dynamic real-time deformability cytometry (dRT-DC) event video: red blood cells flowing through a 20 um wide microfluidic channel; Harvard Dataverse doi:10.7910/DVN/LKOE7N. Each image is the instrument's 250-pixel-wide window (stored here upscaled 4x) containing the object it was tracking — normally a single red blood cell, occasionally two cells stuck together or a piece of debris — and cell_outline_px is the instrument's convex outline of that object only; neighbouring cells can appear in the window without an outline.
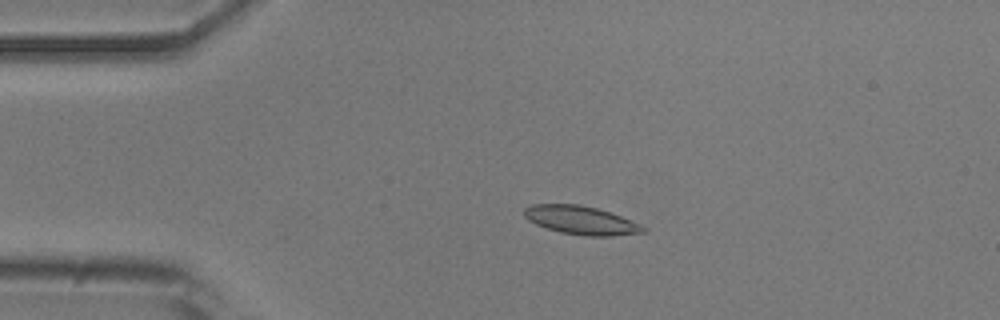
{"species": "common noctule bat (a hibernating species)", "species_latin": "Nyctalus noctula", "temperature_condition": "room temperature", "stored_images_in_passage": 48, "camera_frame_rate_fps": 3000, "um_per_image_px": 0.085, "animal": {"sex": "male", "body_mass_g": 20.5, "forearm_length_mm": 52.5}, "frame": {"image": 1, "passage_image": 7, "time_ms": 2.0, "image_size_px": [1000, 320], "cell_outline_px": [[648, 228], [644, 232], [612, 236], [584, 236], [560, 232], [536, 224], [528, 220], [524, 216], [524, 208], [532, 204], [580, 204], [596, 208], [620, 216], [640, 224]], "centroid_in_image_um": [49.38, 18.72], "position_along_channel_um": 35.6, "area_um2": 19.65}}
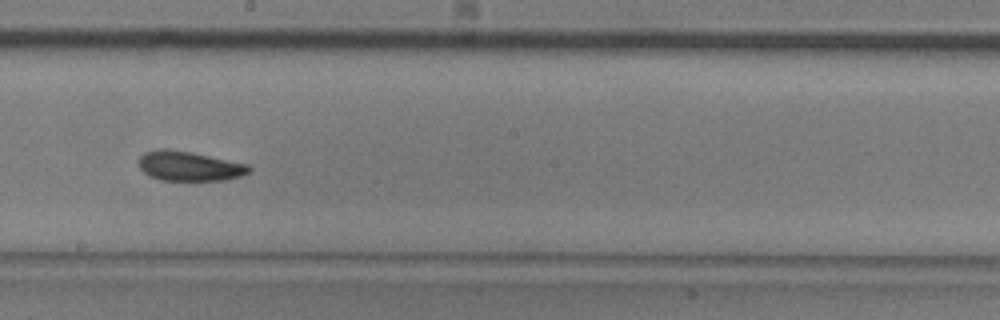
{"frame": {"image": 2, "passage_image": 25, "time_ms": 8.0, "image_size_px": [1000, 320], "cell_outline_px": [[252, 168], [248, 172], [240, 176], [224, 180], [160, 180], [148, 176], [140, 168], [140, 156], [144, 152], [160, 148], [168, 148], [192, 152], [248, 164]], "centroid_in_image_um": [16.07, 14.11], "position_along_channel_um": 232.1, "area_um2": 19.07}}
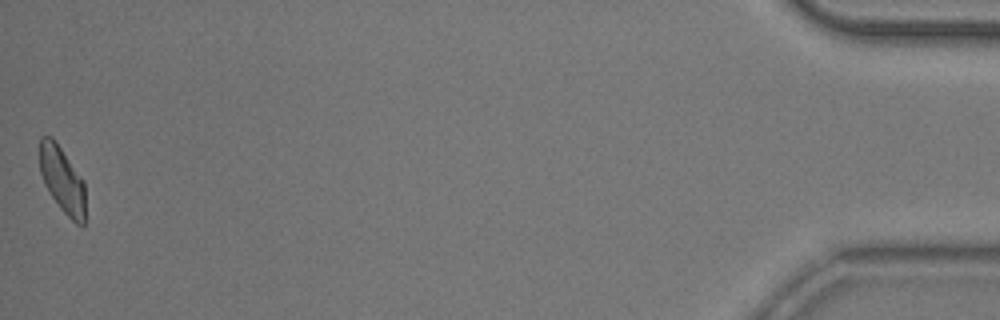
{"frame": {"image": 3, "passage_image": 48, "time_ms": 15.667, "image_size_px": [1000, 320], "cell_outline_px": [[84, 224], [76, 224], [60, 208], [44, 184], [40, 172], [40, 136], [52, 136], [84, 180]], "centroid_in_image_um": [5.28, 15.26], "position_along_channel_um": 429.9, "area_um2": 17.4}, "authors_computed_cell_mechanics": {"area_um2": 18.8428, "velocity_mm_per_s": 3.8572, "shape_relaxation_time_tau1_ms": 4.9397, "shape_relaxation_time_tau2_ms": 2.4838, "deformation_change_tau1": 0.136, "deformation_change_tau2": 0.0904}}